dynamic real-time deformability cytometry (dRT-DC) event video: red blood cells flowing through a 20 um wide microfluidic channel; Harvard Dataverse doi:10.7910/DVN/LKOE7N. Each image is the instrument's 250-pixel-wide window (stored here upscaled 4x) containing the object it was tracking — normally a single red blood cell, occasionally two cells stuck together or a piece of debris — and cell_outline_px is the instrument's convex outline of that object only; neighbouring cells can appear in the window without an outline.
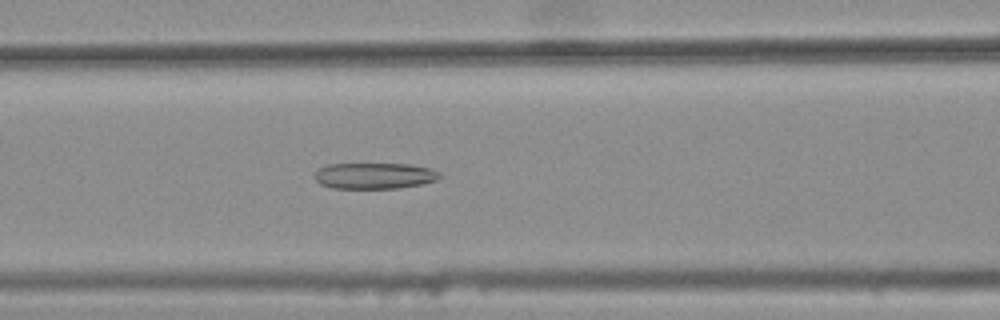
{"species": "common noctule bat (a hibernating species)", "species_latin": "Nyctalus noctula", "temperature_condition": "warm", "stored_images_in_passage": 33, "camera_frame_rate_fps": 3000, "um_per_image_px": 0.085, "animal": {"sex": "female", "body_mass_g": 25.1}, "frame": {"image": 1, "passage_image": 17, "time_ms": 5.333, "image_size_px": [1000, 320], "cell_outline_px": [[440, 176], [436, 180], [420, 184], [396, 188], [332, 188], [320, 184], [312, 176], [320, 168], [328, 164], [408, 164], [428, 168], [440, 172]], "centroid_in_image_um": [31.78, 14.94], "position_along_channel_um": 134.8, "area_um2": 18.84}}
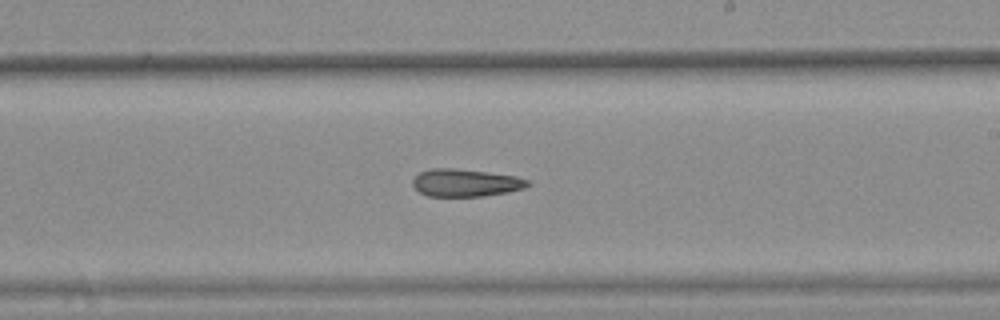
{"frame": {"image": 2, "passage_image": 26, "time_ms": 8.333, "image_size_px": [1000, 320], "cell_outline_px": [[532, 184], [524, 188], [508, 192], [484, 196], [428, 196], [420, 192], [412, 184], [412, 180], [420, 172], [432, 168], [452, 168], [516, 176], [532, 180]], "centroid_in_image_um": [39.61, 15.54], "position_along_channel_um": 249.4, "area_um2": 18.44}}
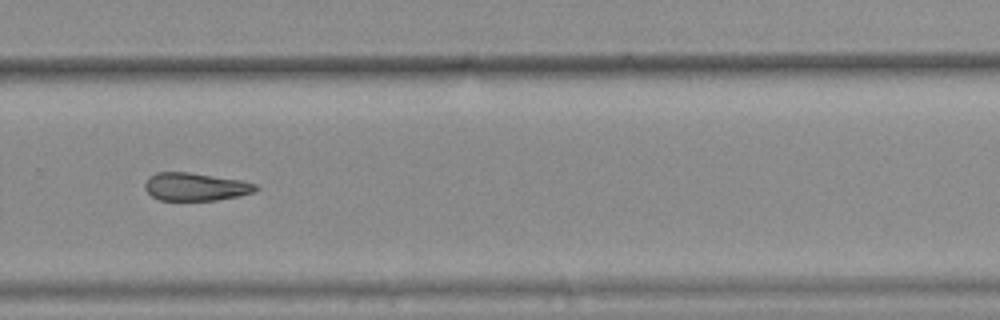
{"frame": {"image": 3, "passage_image": 31, "time_ms": 10.0, "image_size_px": [1000, 320], "cell_outline_px": [[260, 188], [252, 192], [240, 196], [216, 200], [160, 200], [152, 196], [144, 188], [144, 184], [148, 176], [156, 172], [188, 172], [240, 180], [256, 184]], "centroid_in_image_um": [16.59, 15.87], "position_along_channel_um": 313.2, "area_um2": 18.03}}